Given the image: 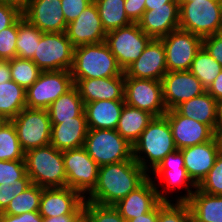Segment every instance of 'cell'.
<instances>
[{
  "label": "cell",
  "instance_id": "cell-49",
  "mask_svg": "<svg viewBox=\"0 0 222 222\" xmlns=\"http://www.w3.org/2000/svg\"><path fill=\"white\" fill-rule=\"evenodd\" d=\"M216 101L222 99V71L206 90Z\"/></svg>",
  "mask_w": 222,
  "mask_h": 222
},
{
  "label": "cell",
  "instance_id": "cell-25",
  "mask_svg": "<svg viewBox=\"0 0 222 222\" xmlns=\"http://www.w3.org/2000/svg\"><path fill=\"white\" fill-rule=\"evenodd\" d=\"M88 132L86 115L83 111L75 120H61L52 124L50 144L57 150L77 149L84 146Z\"/></svg>",
  "mask_w": 222,
  "mask_h": 222
},
{
  "label": "cell",
  "instance_id": "cell-51",
  "mask_svg": "<svg viewBox=\"0 0 222 222\" xmlns=\"http://www.w3.org/2000/svg\"><path fill=\"white\" fill-rule=\"evenodd\" d=\"M10 60H0V83L11 81Z\"/></svg>",
  "mask_w": 222,
  "mask_h": 222
},
{
  "label": "cell",
  "instance_id": "cell-17",
  "mask_svg": "<svg viewBox=\"0 0 222 222\" xmlns=\"http://www.w3.org/2000/svg\"><path fill=\"white\" fill-rule=\"evenodd\" d=\"M84 201L79 192L69 187L43 188L38 212L43 218L80 214Z\"/></svg>",
  "mask_w": 222,
  "mask_h": 222
},
{
  "label": "cell",
  "instance_id": "cell-35",
  "mask_svg": "<svg viewBox=\"0 0 222 222\" xmlns=\"http://www.w3.org/2000/svg\"><path fill=\"white\" fill-rule=\"evenodd\" d=\"M42 190V187L32 183L22 193L15 196L2 213L20 215L27 212L39 211Z\"/></svg>",
  "mask_w": 222,
  "mask_h": 222
},
{
  "label": "cell",
  "instance_id": "cell-13",
  "mask_svg": "<svg viewBox=\"0 0 222 222\" xmlns=\"http://www.w3.org/2000/svg\"><path fill=\"white\" fill-rule=\"evenodd\" d=\"M124 102L154 117L163 116L167 112L162 81L159 80L125 77Z\"/></svg>",
  "mask_w": 222,
  "mask_h": 222
},
{
  "label": "cell",
  "instance_id": "cell-16",
  "mask_svg": "<svg viewBox=\"0 0 222 222\" xmlns=\"http://www.w3.org/2000/svg\"><path fill=\"white\" fill-rule=\"evenodd\" d=\"M65 33L74 47L105 41L107 32L96 4H89L75 20L68 23Z\"/></svg>",
  "mask_w": 222,
  "mask_h": 222
},
{
  "label": "cell",
  "instance_id": "cell-4",
  "mask_svg": "<svg viewBox=\"0 0 222 222\" xmlns=\"http://www.w3.org/2000/svg\"><path fill=\"white\" fill-rule=\"evenodd\" d=\"M24 161L33 184L42 188L66 187L63 151L49 144L26 151Z\"/></svg>",
  "mask_w": 222,
  "mask_h": 222
},
{
  "label": "cell",
  "instance_id": "cell-53",
  "mask_svg": "<svg viewBox=\"0 0 222 222\" xmlns=\"http://www.w3.org/2000/svg\"><path fill=\"white\" fill-rule=\"evenodd\" d=\"M29 2L30 0H0V4H8L14 6L18 8L21 12H23L27 8Z\"/></svg>",
  "mask_w": 222,
  "mask_h": 222
},
{
  "label": "cell",
  "instance_id": "cell-54",
  "mask_svg": "<svg viewBox=\"0 0 222 222\" xmlns=\"http://www.w3.org/2000/svg\"><path fill=\"white\" fill-rule=\"evenodd\" d=\"M79 214H67L62 216H54L43 218V222H72Z\"/></svg>",
  "mask_w": 222,
  "mask_h": 222
},
{
  "label": "cell",
  "instance_id": "cell-26",
  "mask_svg": "<svg viewBox=\"0 0 222 222\" xmlns=\"http://www.w3.org/2000/svg\"><path fill=\"white\" fill-rule=\"evenodd\" d=\"M124 101L99 100L84 104L88 129L116 130Z\"/></svg>",
  "mask_w": 222,
  "mask_h": 222
},
{
  "label": "cell",
  "instance_id": "cell-2",
  "mask_svg": "<svg viewBox=\"0 0 222 222\" xmlns=\"http://www.w3.org/2000/svg\"><path fill=\"white\" fill-rule=\"evenodd\" d=\"M176 150L177 147L167 117L165 115L158 116L150 121L134 143L133 159L149 174L168 154Z\"/></svg>",
  "mask_w": 222,
  "mask_h": 222
},
{
  "label": "cell",
  "instance_id": "cell-1",
  "mask_svg": "<svg viewBox=\"0 0 222 222\" xmlns=\"http://www.w3.org/2000/svg\"><path fill=\"white\" fill-rule=\"evenodd\" d=\"M148 177L149 174L133 158L100 166L96 187L85 200L101 205H115Z\"/></svg>",
  "mask_w": 222,
  "mask_h": 222
},
{
  "label": "cell",
  "instance_id": "cell-36",
  "mask_svg": "<svg viewBox=\"0 0 222 222\" xmlns=\"http://www.w3.org/2000/svg\"><path fill=\"white\" fill-rule=\"evenodd\" d=\"M25 152L20 146L16 128L11 120L0 127V160H24Z\"/></svg>",
  "mask_w": 222,
  "mask_h": 222
},
{
  "label": "cell",
  "instance_id": "cell-10",
  "mask_svg": "<svg viewBox=\"0 0 222 222\" xmlns=\"http://www.w3.org/2000/svg\"><path fill=\"white\" fill-rule=\"evenodd\" d=\"M66 187L79 192L84 198L96 187L98 164L88 155L84 147L63 151Z\"/></svg>",
  "mask_w": 222,
  "mask_h": 222
},
{
  "label": "cell",
  "instance_id": "cell-44",
  "mask_svg": "<svg viewBox=\"0 0 222 222\" xmlns=\"http://www.w3.org/2000/svg\"><path fill=\"white\" fill-rule=\"evenodd\" d=\"M93 0H61L66 23L75 20Z\"/></svg>",
  "mask_w": 222,
  "mask_h": 222
},
{
  "label": "cell",
  "instance_id": "cell-11",
  "mask_svg": "<svg viewBox=\"0 0 222 222\" xmlns=\"http://www.w3.org/2000/svg\"><path fill=\"white\" fill-rule=\"evenodd\" d=\"M73 86L70 71H42L36 82L26 90V108L48 109Z\"/></svg>",
  "mask_w": 222,
  "mask_h": 222
},
{
  "label": "cell",
  "instance_id": "cell-32",
  "mask_svg": "<svg viewBox=\"0 0 222 222\" xmlns=\"http://www.w3.org/2000/svg\"><path fill=\"white\" fill-rule=\"evenodd\" d=\"M106 32L128 26L133 22L125 13V0H93Z\"/></svg>",
  "mask_w": 222,
  "mask_h": 222
},
{
  "label": "cell",
  "instance_id": "cell-42",
  "mask_svg": "<svg viewBox=\"0 0 222 222\" xmlns=\"http://www.w3.org/2000/svg\"><path fill=\"white\" fill-rule=\"evenodd\" d=\"M18 179H30L26 173L24 160H0V184L14 182Z\"/></svg>",
  "mask_w": 222,
  "mask_h": 222
},
{
  "label": "cell",
  "instance_id": "cell-27",
  "mask_svg": "<svg viewBox=\"0 0 222 222\" xmlns=\"http://www.w3.org/2000/svg\"><path fill=\"white\" fill-rule=\"evenodd\" d=\"M175 109L182 116L208 125L213 131L218 125L217 101L207 91L182 102Z\"/></svg>",
  "mask_w": 222,
  "mask_h": 222
},
{
  "label": "cell",
  "instance_id": "cell-34",
  "mask_svg": "<svg viewBox=\"0 0 222 222\" xmlns=\"http://www.w3.org/2000/svg\"><path fill=\"white\" fill-rule=\"evenodd\" d=\"M189 71L207 90L222 71V66L203 47H201L196 53Z\"/></svg>",
  "mask_w": 222,
  "mask_h": 222
},
{
  "label": "cell",
  "instance_id": "cell-19",
  "mask_svg": "<svg viewBox=\"0 0 222 222\" xmlns=\"http://www.w3.org/2000/svg\"><path fill=\"white\" fill-rule=\"evenodd\" d=\"M171 127L177 149L194 146L214 138V131L206 124L182 116L176 109L164 114Z\"/></svg>",
  "mask_w": 222,
  "mask_h": 222
},
{
  "label": "cell",
  "instance_id": "cell-37",
  "mask_svg": "<svg viewBox=\"0 0 222 222\" xmlns=\"http://www.w3.org/2000/svg\"><path fill=\"white\" fill-rule=\"evenodd\" d=\"M11 78L25 91L32 86L42 72L31 59L15 57L10 60Z\"/></svg>",
  "mask_w": 222,
  "mask_h": 222
},
{
  "label": "cell",
  "instance_id": "cell-14",
  "mask_svg": "<svg viewBox=\"0 0 222 222\" xmlns=\"http://www.w3.org/2000/svg\"><path fill=\"white\" fill-rule=\"evenodd\" d=\"M165 49L167 72L188 71L196 53L202 47V38L183 29H176L161 38Z\"/></svg>",
  "mask_w": 222,
  "mask_h": 222
},
{
  "label": "cell",
  "instance_id": "cell-6",
  "mask_svg": "<svg viewBox=\"0 0 222 222\" xmlns=\"http://www.w3.org/2000/svg\"><path fill=\"white\" fill-rule=\"evenodd\" d=\"M83 147L99 167L133 158V146L116 130L88 129Z\"/></svg>",
  "mask_w": 222,
  "mask_h": 222
},
{
  "label": "cell",
  "instance_id": "cell-7",
  "mask_svg": "<svg viewBox=\"0 0 222 222\" xmlns=\"http://www.w3.org/2000/svg\"><path fill=\"white\" fill-rule=\"evenodd\" d=\"M150 175H155L157 180L160 178L159 180L164 181V185L161 187L162 190L161 188L159 190L157 183H155L156 180L154 181L158 197L164 202H174L175 200H169L167 195L169 192H173V190L175 191V189L178 188L180 190L182 187L184 188L183 190H185L186 195L175 196L177 197L176 202H187L191 195L195 192L194 189L197 188V185L191 180L184 167L183 154L180 149L168 154L152 171V173L149 174V176ZM163 187L165 189H163Z\"/></svg>",
  "mask_w": 222,
  "mask_h": 222
},
{
  "label": "cell",
  "instance_id": "cell-48",
  "mask_svg": "<svg viewBox=\"0 0 222 222\" xmlns=\"http://www.w3.org/2000/svg\"><path fill=\"white\" fill-rule=\"evenodd\" d=\"M0 222H43V217L38 211L27 212L20 215L0 213Z\"/></svg>",
  "mask_w": 222,
  "mask_h": 222
},
{
  "label": "cell",
  "instance_id": "cell-31",
  "mask_svg": "<svg viewBox=\"0 0 222 222\" xmlns=\"http://www.w3.org/2000/svg\"><path fill=\"white\" fill-rule=\"evenodd\" d=\"M26 108V91L15 81L0 83V114L11 120Z\"/></svg>",
  "mask_w": 222,
  "mask_h": 222
},
{
  "label": "cell",
  "instance_id": "cell-56",
  "mask_svg": "<svg viewBox=\"0 0 222 222\" xmlns=\"http://www.w3.org/2000/svg\"><path fill=\"white\" fill-rule=\"evenodd\" d=\"M72 222H90L86 212L83 210Z\"/></svg>",
  "mask_w": 222,
  "mask_h": 222
},
{
  "label": "cell",
  "instance_id": "cell-23",
  "mask_svg": "<svg viewBox=\"0 0 222 222\" xmlns=\"http://www.w3.org/2000/svg\"><path fill=\"white\" fill-rule=\"evenodd\" d=\"M125 74L109 78L80 79L74 86L83 103L99 100L124 101Z\"/></svg>",
  "mask_w": 222,
  "mask_h": 222
},
{
  "label": "cell",
  "instance_id": "cell-9",
  "mask_svg": "<svg viewBox=\"0 0 222 222\" xmlns=\"http://www.w3.org/2000/svg\"><path fill=\"white\" fill-rule=\"evenodd\" d=\"M11 121L24 152L50 144L52 124L47 109L24 108Z\"/></svg>",
  "mask_w": 222,
  "mask_h": 222
},
{
  "label": "cell",
  "instance_id": "cell-50",
  "mask_svg": "<svg viewBox=\"0 0 222 222\" xmlns=\"http://www.w3.org/2000/svg\"><path fill=\"white\" fill-rule=\"evenodd\" d=\"M158 221V205L150 212L138 217L132 218L127 222H157Z\"/></svg>",
  "mask_w": 222,
  "mask_h": 222
},
{
  "label": "cell",
  "instance_id": "cell-15",
  "mask_svg": "<svg viewBox=\"0 0 222 222\" xmlns=\"http://www.w3.org/2000/svg\"><path fill=\"white\" fill-rule=\"evenodd\" d=\"M162 88L167 110L175 109L182 102L206 92L201 82L189 70L167 72L162 78Z\"/></svg>",
  "mask_w": 222,
  "mask_h": 222
},
{
  "label": "cell",
  "instance_id": "cell-47",
  "mask_svg": "<svg viewBox=\"0 0 222 222\" xmlns=\"http://www.w3.org/2000/svg\"><path fill=\"white\" fill-rule=\"evenodd\" d=\"M125 13L128 18L137 23L143 16L145 9V0H125Z\"/></svg>",
  "mask_w": 222,
  "mask_h": 222
},
{
  "label": "cell",
  "instance_id": "cell-24",
  "mask_svg": "<svg viewBox=\"0 0 222 222\" xmlns=\"http://www.w3.org/2000/svg\"><path fill=\"white\" fill-rule=\"evenodd\" d=\"M137 23L151 39H161L179 28V3H166V7L145 10Z\"/></svg>",
  "mask_w": 222,
  "mask_h": 222
},
{
  "label": "cell",
  "instance_id": "cell-59",
  "mask_svg": "<svg viewBox=\"0 0 222 222\" xmlns=\"http://www.w3.org/2000/svg\"><path fill=\"white\" fill-rule=\"evenodd\" d=\"M192 1H195V0H177V2L179 4L183 3V2H192Z\"/></svg>",
  "mask_w": 222,
  "mask_h": 222
},
{
  "label": "cell",
  "instance_id": "cell-30",
  "mask_svg": "<svg viewBox=\"0 0 222 222\" xmlns=\"http://www.w3.org/2000/svg\"><path fill=\"white\" fill-rule=\"evenodd\" d=\"M51 124H59L61 120H75L84 111V103L78 89L73 86L61 95L47 109Z\"/></svg>",
  "mask_w": 222,
  "mask_h": 222
},
{
  "label": "cell",
  "instance_id": "cell-38",
  "mask_svg": "<svg viewBox=\"0 0 222 222\" xmlns=\"http://www.w3.org/2000/svg\"><path fill=\"white\" fill-rule=\"evenodd\" d=\"M192 214L187 202H164L158 204L157 222H192Z\"/></svg>",
  "mask_w": 222,
  "mask_h": 222
},
{
  "label": "cell",
  "instance_id": "cell-12",
  "mask_svg": "<svg viewBox=\"0 0 222 222\" xmlns=\"http://www.w3.org/2000/svg\"><path fill=\"white\" fill-rule=\"evenodd\" d=\"M150 40L138 23H132L107 32L105 42L118 65L125 71L143 53Z\"/></svg>",
  "mask_w": 222,
  "mask_h": 222
},
{
  "label": "cell",
  "instance_id": "cell-22",
  "mask_svg": "<svg viewBox=\"0 0 222 222\" xmlns=\"http://www.w3.org/2000/svg\"><path fill=\"white\" fill-rule=\"evenodd\" d=\"M183 154L184 167L191 180L198 186L213 167L220 153L215 138L194 146L180 149Z\"/></svg>",
  "mask_w": 222,
  "mask_h": 222
},
{
  "label": "cell",
  "instance_id": "cell-20",
  "mask_svg": "<svg viewBox=\"0 0 222 222\" xmlns=\"http://www.w3.org/2000/svg\"><path fill=\"white\" fill-rule=\"evenodd\" d=\"M61 6V0H30L22 15L43 33L65 32L67 23Z\"/></svg>",
  "mask_w": 222,
  "mask_h": 222
},
{
  "label": "cell",
  "instance_id": "cell-39",
  "mask_svg": "<svg viewBox=\"0 0 222 222\" xmlns=\"http://www.w3.org/2000/svg\"><path fill=\"white\" fill-rule=\"evenodd\" d=\"M83 210L90 222H127L113 205L84 201Z\"/></svg>",
  "mask_w": 222,
  "mask_h": 222
},
{
  "label": "cell",
  "instance_id": "cell-45",
  "mask_svg": "<svg viewBox=\"0 0 222 222\" xmlns=\"http://www.w3.org/2000/svg\"><path fill=\"white\" fill-rule=\"evenodd\" d=\"M202 47L222 66V32L203 38Z\"/></svg>",
  "mask_w": 222,
  "mask_h": 222
},
{
  "label": "cell",
  "instance_id": "cell-43",
  "mask_svg": "<svg viewBox=\"0 0 222 222\" xmlns=\"http://www.w3.org/2000/svg\"><path fill=\"white\" fill-rule=\"evenodd\" d=\"M31 184V179H18L14 182L0 184V213L7 208L15 196L22 193Z\"/></svg>",
  "mask_w": 222,
  "mask_h": 222
},
{
  "label": "cell",
  "instance_id": "cell-33",
  "mask_svg": "<svg viewBox=\"0 0 222 222\" xmlns=\"http://www.w3.org/2000/svg\"><path fill=\"white\" fill-rule=\"evenodd\" d=\"M43 32L29 22L23 15L18 19L16 57L32 59Z\"/></svg>",
  "mask_w": 222,
  "mask_h": 222
},
{
  "label": "cell",
  "instance_id": "cell-5",
  "mask_svg": "<svg viewBox=\"0 0 222 222\" xmlns=\"http://www.w3.org/2000/svg\"><path fill=\"white\" fill-rule=\"evenodd\" d=\"M179 28L202 39L222 32V0H195L179 4Z\"/></svg>",
  "mask_w": 222,
  "mask_h": 222
},
{
  "label": "cell",
  "instance_id": "cell-52",
  "mask_svg": "<svg viewBox=\"0 0 222 222\" xmlns=\"http://www.w3.org/2000/svg\"><path fill=\"white\" fill-rule=\"evenodd\" d=\"M177 2V0H145V9L153 10L158 7H166V3Z\"/></svg>",
  "mask_w": 222,
  "mask_h": 222
},
{
  "label": "cell",
  "instance_id": "cell-3",
  "mask_svg": "<svg viewBox=\"0 0 222 222\" xmlns=\"http://www.w3.org/2000/svg\"><path fill=\"white\" fill-rule=\"evenodd\" d=\"M70 72L74 84L80 79L109 78L124 73L105 41L75 47Z\"/></svg>",
  "mask_w": 222,
  "mask_h": 222
},
{
  "label": "cell",
  "instance_id": "cell-57",
  "mask_svg": "<svg viewBox=\"0 0 222 222\" xmlns=\"http://www.w3.org/2000/svg\"><path fill=\"white\" fill-rule=\"evenodd\" d=\"M218 108V124H222V99L217 101Z\"/></svg>",
  "mask_w": 222,
  "mask_h": 222
},
{
  "label": "cell",
  "instance_id": "cell-55",
  "mask_svg": "<svg viewBox=\"0 0 222 222\" xmlns=\"http://www.w3.org/2000/svg\"><path fill=\"white\" fill-rule=\"evenodd\" d=\"M214 138L219 151L222 153V124H218L214 131Z\"/></svg>",
  "mask_w": 222,
  "mask_h": 222
},
{
  "label": "cell",
  "instance_id": "cell-58",
  "mask_svg": "<svg viewBox=\"0 0 222 222\" xmlns=\"http://www.w3.org/2000/svg\"><path fill=\"white\" fill-rule=\"evenodd\" d=\"M7 120L0 114V127L6 122Z\"/></svg>",
  "mask_w": 222,
  "mask_h": 222
},
{
  "label": "cell",
  "instance_id": "cell-46",
  "mask_svg": "<svg viewBox=\"0 0 222 222\" xmlns=\"http://www.w3.org/2000/svg\"><path fill=\"white\" fill-rule=\"evenodd\" d=\"M21 16L22 12L18 8L0 4V31L13 25Z\"/></svg>",
  "mask_w": 222,
  "mask_h": 222
},
{
  "label": "cell",
  "instance_id": "cell-8",
  "mask_svg": "<svg viewBox=\"0 0 222 222\" xmlns=\"http://www.w3.org/2000/svg\"><path fill=\"white\" fill-rule=\"evenodd\" d=\"M74 48L65 32L43 33L31 60L41 71H70Z\"/></svg>",
  "mask_w": 222,
  "mask_h": 222
},
{
  "label": "cell",
  "instance_id": "cell-28",
  "mask_svg": "<svg viewBox=\"0 0 222 222\" xmlns=\"http://www.w3.org/2000/svg\"><path fill=\"white\" fill-rule=\"evenodd\" d=\"M187 203L192 222H222V195L206 194L196 188Z\"/></svg>",
  "mask_w": 222,
  "mask_h": 222
},
{
  "label": "cell",
  "instance_id": "cell-40",
  "mask_svg": "<svg viewBox=\"0 0 222 222\" xmlns=\"http://www.w3.org/2000/svg\"><path fill=\"white\" fill-rule=\"evenodd\" d=\"M197 188L212 195H222V153L220 152L216 158L213 167L207 176L201 181Z\"/></svg>",
  "mask_w": 222,
  "mask_h": 222
},
{
  "label": "cell",
  "instance_id": "cell-29",
  "mask_svg": "<svg viewBox=\"0 0 222 222\" xmlns=\"http://www.w3.org/2000/svg\"><path fill=\"white\" fill-rule=\"evenodd\" d=\"M153 118L147 111L124 104L116 131L133 146Z\"/></svg>",
  "mask_w": 222,
  "mask_h": 222
},
{
  "label": "cell",
  "instance_id": "cell-41",
  "mask_svg": "<svg viewBox=\"0 0 222 222\" xmlns=\"http://www.w3.org/2000/svg\"><path fill=\"white\" fill-rule=\"evenodd\" d=\"M18 20L8 28L0 31V60L9 61L16 57Z\"/></svg>",
  "mask_w": 222,
  "mask_h": 222
},
{
  "label": "cell",
  "instance_id": "cell-18",
  "mask_svg": "<svg viewBox=\"0 0 222 222\" xmlns=\"http://www.w3.org/2000/svg\"><path fill=\"white\" fill-rule=\"evenodd\" d=\"M166 73L165 49L161 39H151L138 59L124 71L125 77L159 81Z\"/></svg>",
  "mask_w": 222,
  "mask_h": 222
},
{
  "label": "cell",
  "instance_id": "cell-21",
  "mask_svg": "<svg viewBox=\"0 0 222 222\" xmlns=\"http://www.w3.org/2000/svg\"><path fill=\"white\" fill-rule=\"evenodd\" d=\"M153 178L149 176L139 187L113 205L126 221L152 211L161 202Z\"/></svg>",
  "mask_w": 222,
  "mask_h": 222
}]
</instances>
